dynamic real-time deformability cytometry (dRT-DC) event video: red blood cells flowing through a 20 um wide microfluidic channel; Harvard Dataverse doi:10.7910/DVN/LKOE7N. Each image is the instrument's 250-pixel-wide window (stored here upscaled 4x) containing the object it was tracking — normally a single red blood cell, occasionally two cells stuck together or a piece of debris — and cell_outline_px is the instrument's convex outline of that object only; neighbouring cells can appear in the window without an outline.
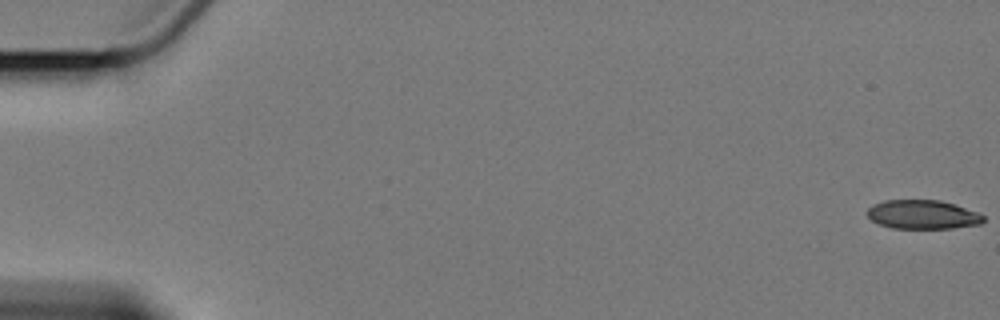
{"species": "Egyptian fruit bat (a non-hibernating species)", "species_latin": "Rousettus aegyptiacus", "temperature_condition": "cold", "stored_images_in_passage": 7, "segment_of_instrument_passage": [1, 2], "camera_frame_rate_fps": 3000, "um_per_image_px": 0.085, "animal": {"sex": "female"}, "frame": {"image": 1, "passage_image": 1, "time_ms": 0.0, "image_size_px": [1000, 320], "cell_outline_px": [[984, 220], [980, 224], [952, 228], [892, 228], [880, 224], [872, 220], [868, 216], [868, 208], [872, 204], [884, 200], [940, 200], [956, 204], [980, 212], [984, 216]], "centroid_in_image_um": [78.46, 18.22], "position_along_channel_um": 6.5, "area_um2": 19.71}}
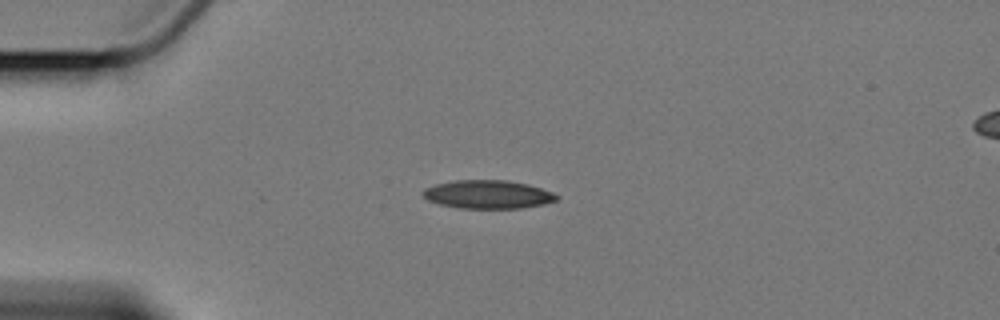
{"frame": {"image": 2, "passage_image": 5, "time_ms": 5.0, "image_size_px": [1000, 320], "cell_outline_px": [[560, 196], [556, 200], [544, 204], [520, 208], [460, 208], [440, 204], [428, 200], [420, 192], [424, 188], [436, 184], [456, 180], [508, 180], [528, 184], [552, 192]], "centroid_in_image_um": [41.46, 16.52], "position_along_channel_um": 43.5, "area_um2": 22.08}}